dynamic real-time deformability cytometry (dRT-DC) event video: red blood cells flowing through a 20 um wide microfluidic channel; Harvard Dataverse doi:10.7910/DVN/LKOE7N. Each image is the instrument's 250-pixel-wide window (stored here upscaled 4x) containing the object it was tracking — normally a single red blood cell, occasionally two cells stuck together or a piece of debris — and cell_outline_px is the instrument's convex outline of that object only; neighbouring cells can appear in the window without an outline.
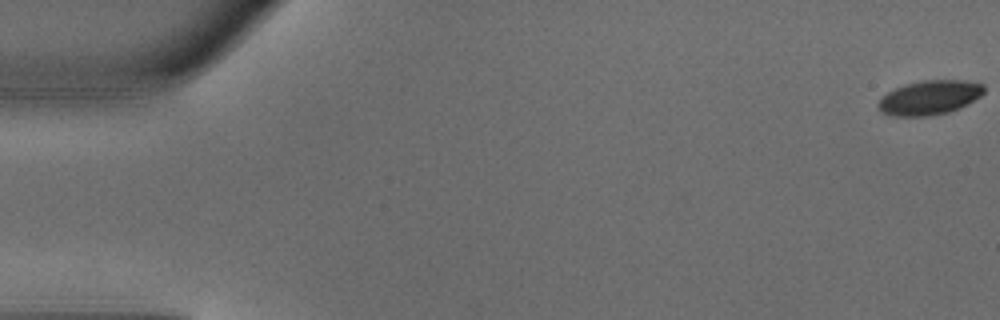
{"species": "common noctule bat (a hibernating species)", "species_latin": "Nyctalus noctula", "temperature_condition": "warm", "stored_images_in_passage": 11, "camera_frame_rate_fps": 3000, "um_per_image_px": 0.085, "animal": {"sex": "male", "body_mass_g": 18.8}, "frame": {"image": 1, "passage_image": 1, "time_ms": 0.0, "image_size_px": [1000, 320], "cell_outline_px": [[984, 92], [980, 96], [960, 108], [948, 112], [928, 116], [892, 116], [880, 112], [876, 104], [888, 92], [904, 84], [920, 80], [964, 80], [984, 84]], "centroid_in_image_um": [79.0, 8.29], "position_along_channel_um": 6.0, "area_um2": 21.21}}